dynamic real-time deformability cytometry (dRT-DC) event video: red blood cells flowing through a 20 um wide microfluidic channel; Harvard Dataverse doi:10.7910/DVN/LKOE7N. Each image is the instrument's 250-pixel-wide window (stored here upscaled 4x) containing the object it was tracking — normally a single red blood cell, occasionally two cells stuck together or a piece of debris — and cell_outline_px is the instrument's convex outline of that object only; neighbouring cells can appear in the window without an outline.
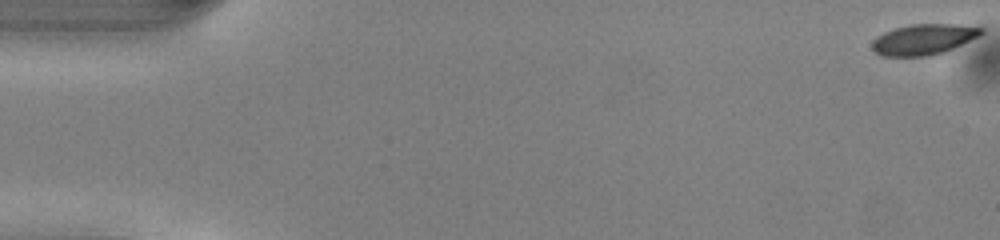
{"species": "common noctule bat (a hibernating species)", "species_latin": "Nyctalus noctula", "temperature_condition": "warm", "stored_images_in_passage": 51, "camera_frame_rate_fps": 3000, "um_per_image_px": 0.085, "animal": {"sex": "male", "body_mass_g": 13.0, "forearm_length_mm": 53.1}, "frame": {"image": 1, "passage_image": 1, "time_ms": 0.0, "image_size_px": [1000, 240], "cell_outline_px": [[984, 32], [980, 36], [944, 52], [932, 56], [880, 56], [872, 48], [872, 40], [876, 36], [884, 32], [896, 28], [912, 24], [956, 24], [984, 28]], "centroid_in_image_um": [78.51, 3.35], "position_along_channel_um": 6.5, "area_um2": 19.59}}
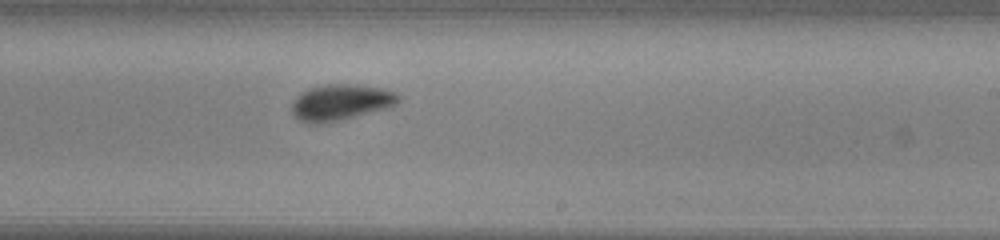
{"frame": {"image": 2, "passage_image": 31, "time_ms": 10.0, "image_size_px": [1000, 240], "cell_outline_px": [[400, 100], [392, 108], [340, 120], [320, 124], [308, 124], [300, 120], [292, 112], [292, 100], [300, 92], [308, 88], [324, 84], [348, 84], [384, 88], [396, 92], [400, 96]], "centroid_in_image_um": [28.98, 8.7], "position_along_channel_um": 260.0, "area_um2": 22.83}}
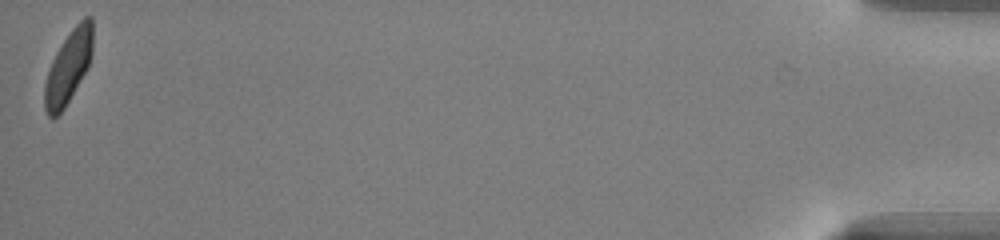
{"frame": {"image": 3, "passage_image": 51, "time_ms": 16.667, "image_size_px": [1000, 240], "cell_outline_px": [[92, 52], [88, 68], [64, 108], [56, 116], [48, 116], [44, 108], [44, 84], [52, 60], [56, 52], [72, 28], [84, 16], [92, 16]], "centroid_in_image_um": [5.81, 5.68], "position_along_channel_um": 429.4, "area_um2": 20.17}, "authors_computed_cell_mechanics": {"area_um2": 21.0392, "velocity_mm_per_s": 4.0484, "shape_relaxation_time_tau1_ms": 2.5471, "shape_relaxation_time_tau2_ms": 1.0516, "deformation_change_tau1": 0.1309, "deformation_change_tau2": 0.056}}